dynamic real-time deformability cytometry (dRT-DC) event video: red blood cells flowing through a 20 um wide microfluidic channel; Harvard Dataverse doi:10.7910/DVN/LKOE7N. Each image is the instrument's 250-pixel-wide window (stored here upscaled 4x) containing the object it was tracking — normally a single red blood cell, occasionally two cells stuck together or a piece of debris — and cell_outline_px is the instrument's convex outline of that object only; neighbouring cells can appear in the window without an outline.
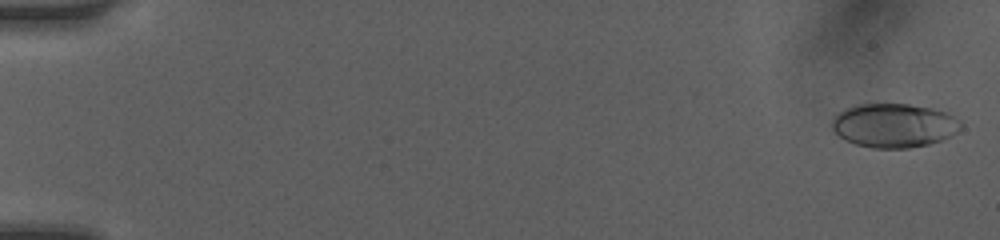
{"species": "human", "species_latin": "Homo sapiens", "temperature_condition": "room temperature", "stored_images_in_passage": 11, "camera_frame_rate_fps": 3000, "um_per_image_px": 0.085, "donor": {"sex": "female"}, "frame": {"image": 1, "passage_image": 1, "time_ms": 0.0, "image_size_px": [1000, 240], "cell_outline_px": [[964, 128], [952, 136], [928, 144], [908, 148], [872, 148], [856, 144], [844, 140], [832, 128], [832, 116], [844, 108], [856, 104], [908, 104], [936, 108], [948, 112], [960, 120], [964, 124]], "centroid_in_image_um": [76.03, 10.65], "position_along_channel_um": 9.0, "area_um2": 33.58}}
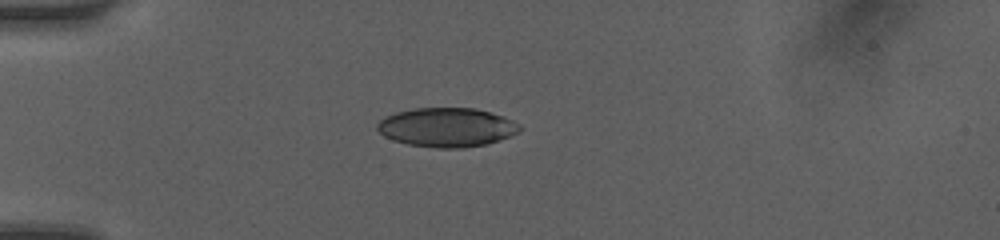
{"frame": {"image": 2, "passage_image": 7, "time_ms": 2.0, "image_size_px": [1000, 240], "cell_outline_px": [[524, 128], [520, 132], [484, 144], [464, 148], [436, 148], [408, 144], [392, 140], [384, 136], [376, 128], [376, 124], [384, 116], [396, 112], [416, 108], [476, 108], [504, 116], [520, 124]], "centroid_in_image_um": [37.97, 10.82], "position_along_channel_um": 47.0, "area_um2": 32.54}}
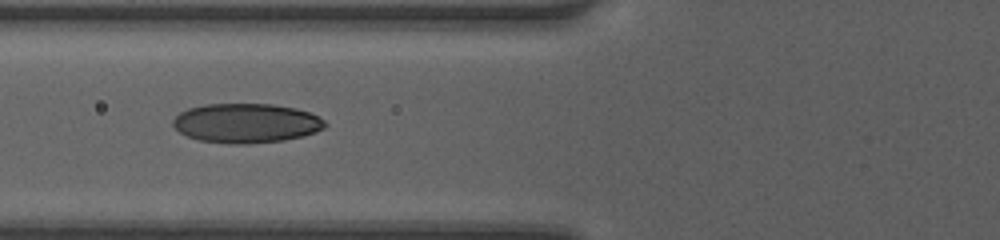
{"frame": {"image": 3, "passage_image": 10, "time_ms": 3.0, "image_size_px": [1000, 240], "cell_outline_px": [[328, 124], [324, 128], [316, 132], [304, 136], [284, 140], [248, 144], [232, 144], [200, 140], [188, 136], [180, 132], [172, 124], [172, 120], [180, 112], [188, 108], [204, 104], [272, 104], [296, 108], [320, 116]], "centroid_in_image_um": [20.95, 10.46], "position_along_channel_um": 104.8, "area_um2": 35.08}}